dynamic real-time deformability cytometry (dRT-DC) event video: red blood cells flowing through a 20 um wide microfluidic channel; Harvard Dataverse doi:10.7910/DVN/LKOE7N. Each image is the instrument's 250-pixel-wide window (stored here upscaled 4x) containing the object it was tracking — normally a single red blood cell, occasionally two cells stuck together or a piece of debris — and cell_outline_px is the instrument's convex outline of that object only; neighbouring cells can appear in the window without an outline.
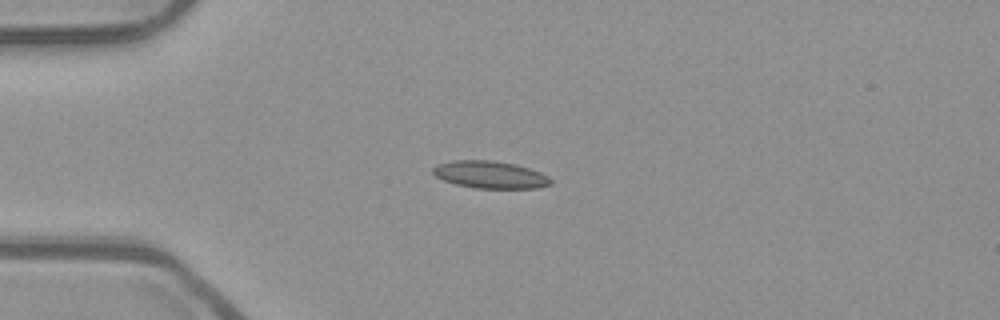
{"species": "common noctule bat (a hibernating species)", "species_latin": "Nyctalus noctula", "temperature_condition": "room temperature", "stored_images_in_passage": 40, "camera_frame_rate_fps": 3000, "um_per_image_px": 0.085, "animal": {"sex": "male", "body_mass_g": 23.1, "forearm_length_mm": 52.7}, "frame": {"image": 1, "passage_image": 1, "time_ms": 0.0, "image_size_px": [1000, 320], "cell_outline_px": [[552, 184], [536, 188], [476, 188], [456, 184], [444, 180], [436, 176], [432, 172], [432, 168], [436, 164], [452, 160], [492, 160], [516, 164], [540, 172], [548, 176], [552, 180]], "centroid_in_image_um": [41.65, 14.84], "position_along_channel_um": 43.3, "area_um2": 18.79}}
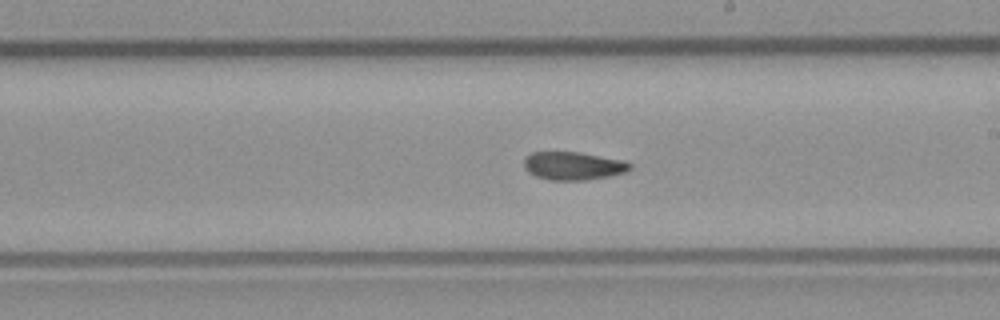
{"frame": {"image": 2, "passage_image": 18, "time_ms": 5.667, "image_size_px": [1000, 320], "cell_outline_px": [[632, 168], [624, 172], [608, 176], [588, 180], [552, 180], [536, 176], [528, 172], [524, 164], [524, 160], [532, 152], [580, 152], [624, 160], [632, 164]], "centroid_in_image_um": [48.75, 14.09], "position_along_channel_um": 240.2, "area_um2": 17.28}}
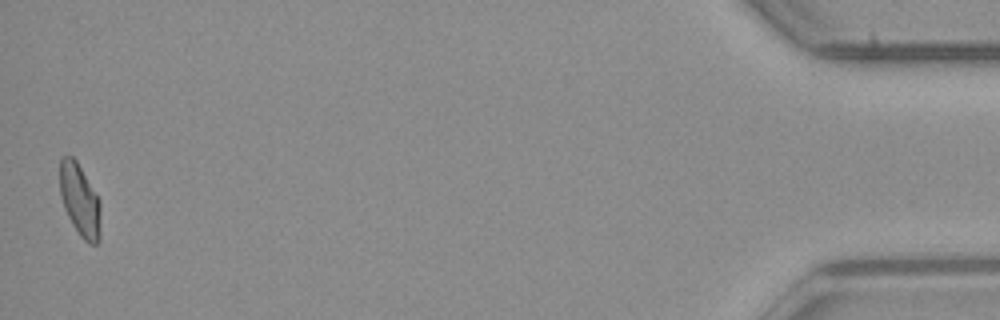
{"frame": {"image": 3, "passage_image": 40, "time_ms": 13.0, "image_size_px": [1000, 320], "cell_outline_px": [[100, 240], [96, 244], [88, 244], [80, 236], [72, 224], [64, 208], [60, 196], [60, 160], [64, 156], [72, 156], [76, 160], [100, 200]], "centroid_in_image_um": [6.79, 17.05], "position_along_channel_um": 428.4, "area_um2": 17.22}, "authors_computed_cell_mechanics": {"area_um2": 17.6868, "velocity_mm_per_s": 3.8861, "shape_relaxation_time_tau1_ms": null, "shape_relaxation_time_tau2_ms": 3.0531, "deformation_change_tau1": null, "deformation_change_tau2": 0.0844}}